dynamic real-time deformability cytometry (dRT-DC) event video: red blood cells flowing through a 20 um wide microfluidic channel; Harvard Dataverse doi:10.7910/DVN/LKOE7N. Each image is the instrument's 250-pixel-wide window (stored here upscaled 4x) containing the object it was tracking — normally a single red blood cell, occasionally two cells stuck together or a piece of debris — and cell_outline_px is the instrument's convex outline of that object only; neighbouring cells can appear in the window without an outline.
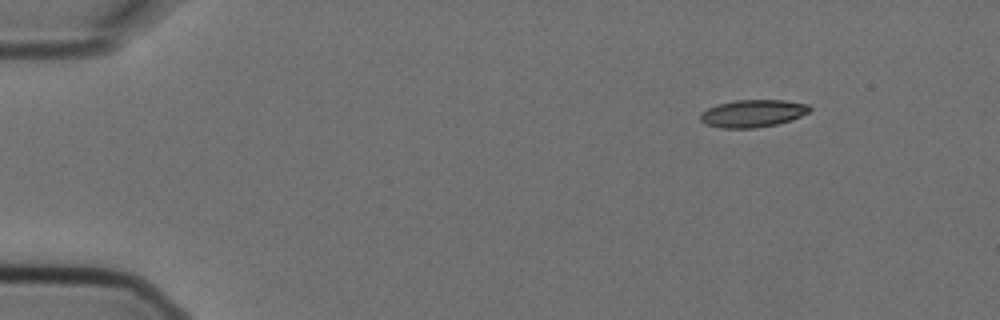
{"species": "Egyptian fruit bat (a non-hibernating species)", "species_latin": "Rousettus aegyptiacus", "temperature_condition": "cold", "stored_images_in_passage": 5, "camera_frame_rate_fps": 3000, "um_per_image_px": 0.085, "animal": {"sex": "female"}, "frame": {"image": 1, "passage_image": 1, "time_ms": 0.0, "image_size_px": [1000, 320], "cell_outline_px": [[812, 108], [808, 112], [792, 120], [776, 124], [756, 128], [720, 128], [704, 124], [700, 120], [700, 112], [716, 104], [736, 100], [784, 100], [808, 104]], "centroid_in_image_um": [63.95, 9.64], "position_along_channel_um": 21.0, "area_um2": 17.63}}
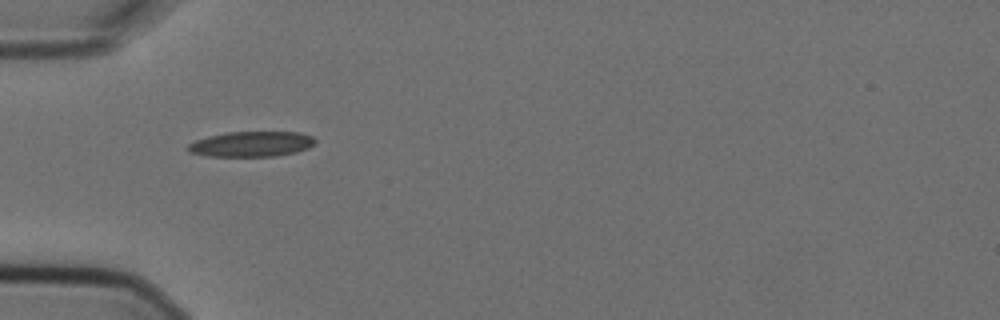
{"frame": {"image": 2, "passage_image": 4, "time_ms": 1.0, "image_size_px": [1000, 320], "cell_outline_px": [[316, 144], [308, 148], [296, 152], [276, 156], [204, 156], [188, 152], [188, 144], [196, 140], [208, 136], [228, 132], [300, 132], [312, 136], [316, 140]], "centroid_in_image_um": [21.39, 12.24], "position_along_channel_um": 63.6, "area_um2": 18.84}}
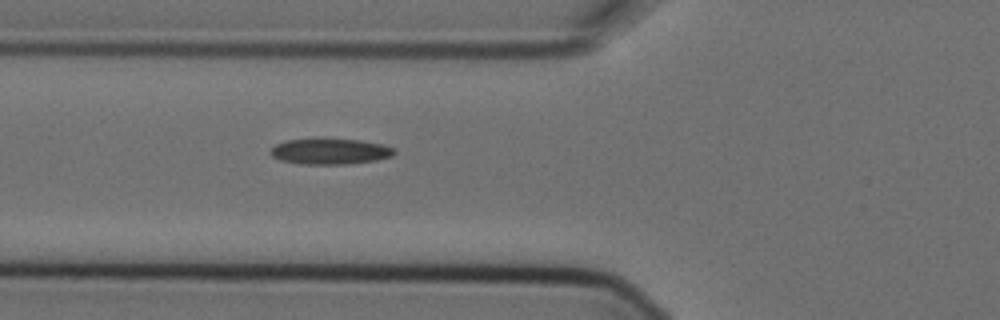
{"frame": {"image": 3, "passage_image": 5, "time_ms": 1.333, "image_size_px": [1000, 320], "cell_outline_px": [[396, 152], [392, 156], [376, 160], [348, 164], [300, 164], [280, 160], [272, 156], [268, 152], [276, 144], [284, 140], [360, 140], [380, 144], [396, 148]], "centroid_in_image_um": [28.06, 12.89], "position_along_channel_um": 97.7, "area_um2": 18.32}}